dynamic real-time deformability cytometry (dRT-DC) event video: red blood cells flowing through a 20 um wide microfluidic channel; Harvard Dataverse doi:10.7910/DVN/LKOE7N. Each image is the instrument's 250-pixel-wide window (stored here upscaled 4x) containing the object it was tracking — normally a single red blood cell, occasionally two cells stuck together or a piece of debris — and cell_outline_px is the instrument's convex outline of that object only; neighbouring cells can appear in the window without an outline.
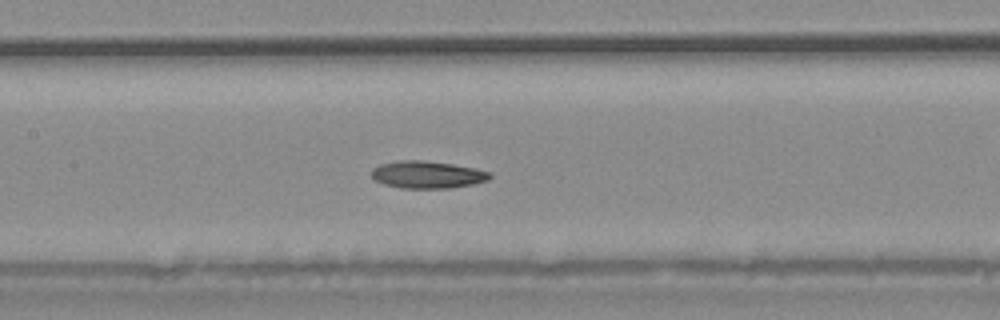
{"species": "common noctule bat (a hibernating species)", "species_latin": "Nyctalus noctula", "temperature_condition": "warm", "stored_images_in_passage": 38, "camera_frame_rate_fps": 3000, "um_per_image_px": 0.085, "animal": {"sex": "male", "body_mass_g": 20.4}, "frame": {"image": 1, "passage_image": 17, "time_ms": 5.333, "image_size_px": [1000, 320], "cell_outline_px": [[492, 176], [488, 180], [472, 184], [452, 188], [400, 188], [384, 184], [376, 180], [372, 176], [372, 168], [380, 164], [400, 160], [424, 160], [452, 164], [476, 168], [492, 172]], "centroid_in_image_um": [36.35, 14.84], "position_along_channel_um": 171.1, "area_um2": 18.9}}